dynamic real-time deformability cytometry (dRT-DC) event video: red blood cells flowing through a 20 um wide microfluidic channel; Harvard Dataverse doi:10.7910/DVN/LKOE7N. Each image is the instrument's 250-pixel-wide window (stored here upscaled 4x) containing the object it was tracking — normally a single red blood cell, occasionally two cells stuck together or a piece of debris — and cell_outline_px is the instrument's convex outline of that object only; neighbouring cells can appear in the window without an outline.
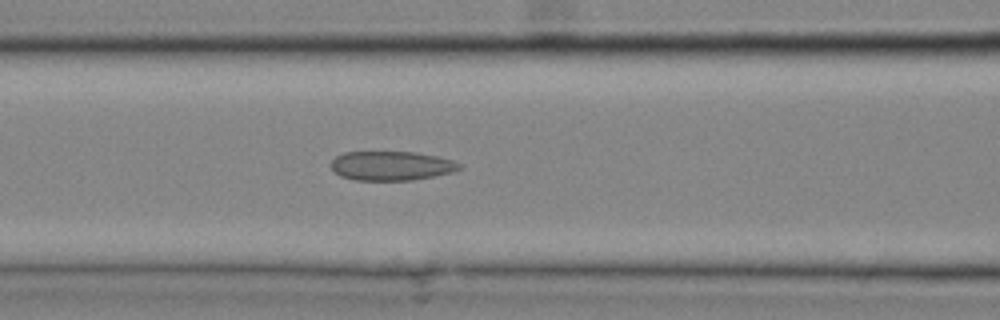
{"species": "common noctule bat (a hibernating species)", "species_latin": "Nyctalus noctula", "temperature_condition": "cold", "stored_images_in_passage": 14, "camera_frame_rate_fps": 3000, "um_per_image_px": 0.085, "animal": {"sex": "male", "body_mass_g": 20.4}, "frame": {"image": 1, "passage_image": 12, "time_ms": 3.667, "image_size_px": [1000, 320], "cell_outline_px": [[460, 168], [452, 172], [412, 180], [356, 180], [340, 176], [332, 172], [332, 160], [336, 156], [344, 152], [416, 152], [440, 156], [452, 160], [460, 164]], "centroid_in_image_um": [33.24, 14.09], "position_along_channel_um": 133.4, "area_um2": 21.85}}
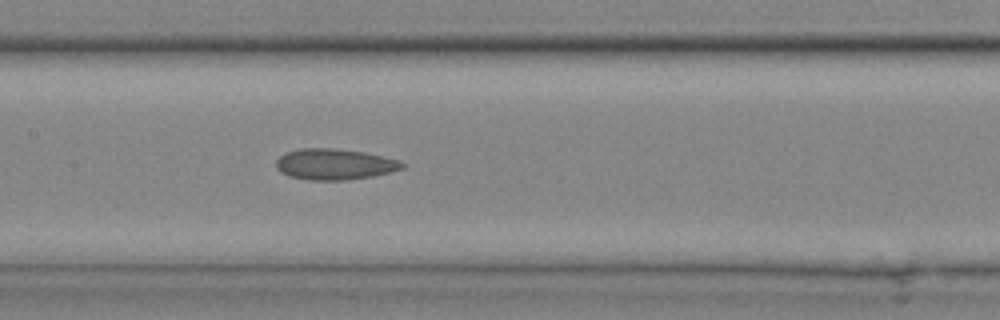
{"frame": {"image": 2, "passage_image": 14, "time_ms": 4.333, "image_size_px": [1000, 320], "cell_outline_px": [[408, 164], [404, 168], [372, 176], [344, 180], [308, 180], [288, 176], [280, 172], [276, 168], [276, 160], [284, 152], [300, 148], [336, 148], [364, 152], [400, 160]], "centroid_in_image_um": [28.42, 13.95], "position_along_channel_um": 179.0, "area_um2": 22.95}}